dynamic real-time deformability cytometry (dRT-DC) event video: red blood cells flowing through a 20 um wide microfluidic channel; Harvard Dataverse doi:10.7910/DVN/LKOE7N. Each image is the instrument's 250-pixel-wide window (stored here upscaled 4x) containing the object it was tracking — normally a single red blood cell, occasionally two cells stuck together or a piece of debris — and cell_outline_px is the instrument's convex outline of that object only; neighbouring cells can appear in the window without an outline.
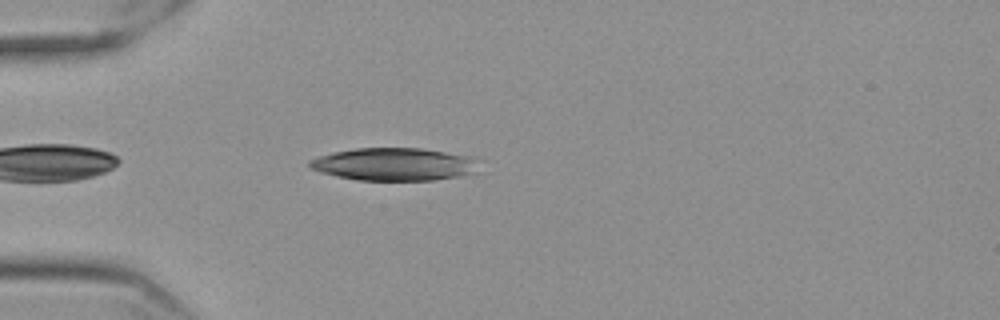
{"species": "Egyptian fruit bat (a non-hibernating species)", "species_latin": "Rousettus aegyptiacus", "temperature_condition": "cold", "stored_images_in_passage": 44, "camera_frame_rate_fps": 3000, "um_per_image_px": 0.085, "frame": {"image": 1, "passage_image": 3, "time_ms": 0.667, "image_size_px": [1000, 320], "cell_outline_px": [[480, 164], [476, 172], [460, 176], [432, 180], [356, 180], [336, 176], [320, 172], [312, 168], [308, 164], [308, 160], [332, 152], [356, 148], [420, 148], [444, 152], [464, 156], [480, 160]], "centroid_in_image_um": [33.5, 13.96], "position_along_channel_um": 51.5, "area_um2": 32.25}}
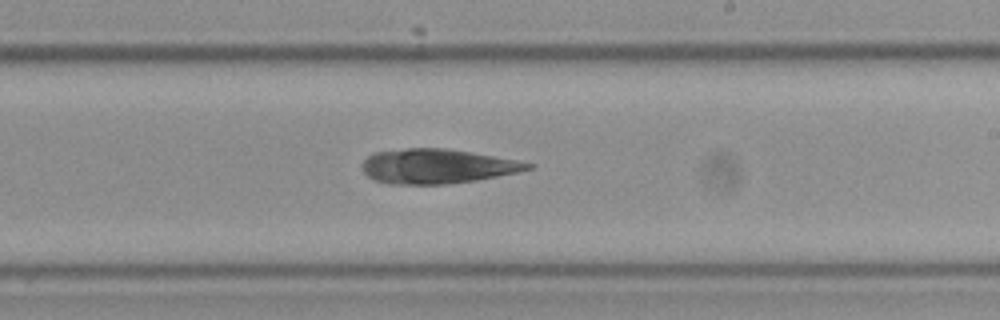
{"frame": {"image": 2, "passage_image": 21, "time_ms": 6.667, "image_size_px": [1000, 320], "cell_outline_px": [[532, 168], [516, 172], [476, 180], [448, 184], [388, 184], [372, 180], [364, 172], [364, 160], [368, 156], [376, 152], [408, 148], [448, 148], [516, 160], [532, 164]], "centroid_in_image_um": [37.11, 14.13], "position_along_channel_um": 251.9, "area_um2": 33.0}}
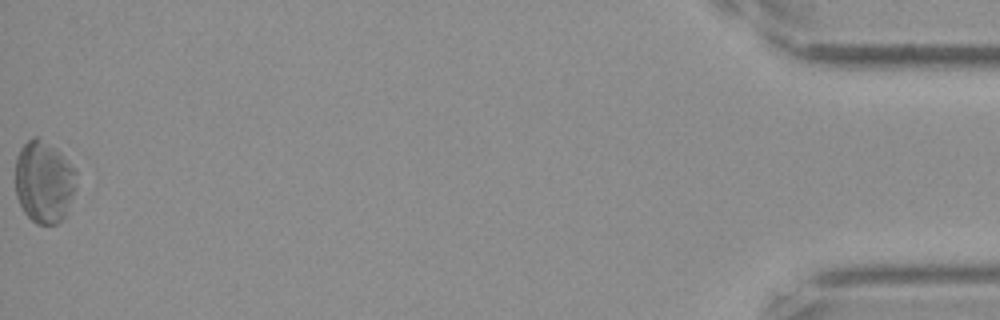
{"frame": {"image": 3, "passage_image": 44, "time_ms": 14.333, "image_size_px": [1000, 320], "cell_outline_px": [[76, 188], [64, 216], [56, 224], [36, 224], [24, 212], [16, 196], [16, 156], [20, 148], [28, 140], [36, 136], [40, 136], [56, 148], [60, 152], [76, 172]], "centroid_in_image_um": [3.72, 15.43], "position_along_channel_um": 431.5, "area_um2": 29.19}}